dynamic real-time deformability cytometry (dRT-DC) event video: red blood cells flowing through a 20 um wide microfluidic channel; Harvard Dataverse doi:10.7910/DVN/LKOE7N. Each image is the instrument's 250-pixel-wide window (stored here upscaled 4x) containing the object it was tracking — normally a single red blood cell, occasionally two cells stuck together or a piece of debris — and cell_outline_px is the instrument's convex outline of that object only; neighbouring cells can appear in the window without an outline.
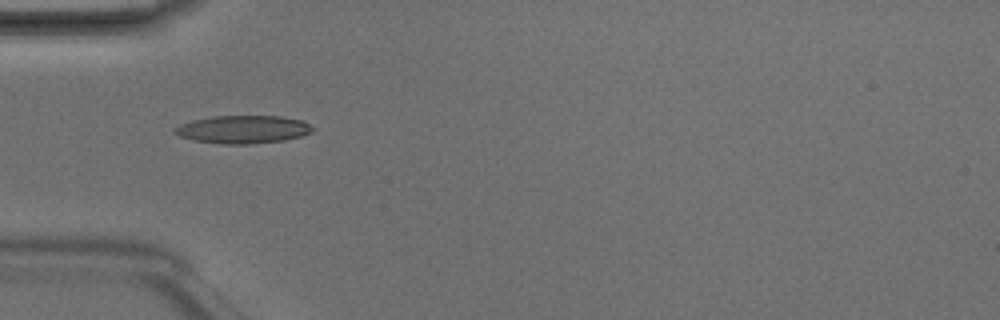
{"species": "Egyptian fruit bat (a non-hibernating species)", "species_latin": "Rousettus aegyptiacus", "temperature_condition": "room temperature", "stored_images_in_passage": 2, "camera_frame_rate_fps": 3000, "um_per_image_px": 0.085, "animal": {"sex": "male"}, "frame": {"image": 1, "passage_image": 2, "time_ms": 0.333, "image_size_px": [1000, 320], "cell_outline_px": [[316, 128], [312, 132], [300, 136], [284, 140], [252, 144], [224, 144], [192, 140], [180, 136], [172, 132], [172, 128], [180, 124], [192, 120], [216, 116], [280, 116], [304, 120]], "centroid_in_image_um": [20.66, 11.0], "position_along_channel_um": 64.3, "area_um2": 22.66}}